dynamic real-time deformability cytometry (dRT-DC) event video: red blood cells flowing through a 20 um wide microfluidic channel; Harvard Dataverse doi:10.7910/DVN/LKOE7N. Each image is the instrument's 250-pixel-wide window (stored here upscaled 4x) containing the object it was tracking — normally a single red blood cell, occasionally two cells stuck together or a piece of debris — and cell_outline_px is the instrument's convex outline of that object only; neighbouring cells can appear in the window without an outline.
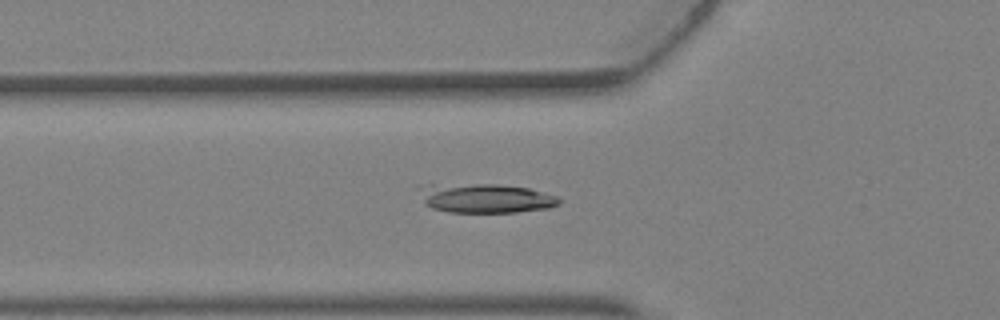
{"species": "Egyptian fruit bat (a non-hibernating species)", "species_latin": "Rousettus aegyptiacus", "temperature_condition": "warm", "stored_images_in_passage": 5, "camera_frame_rate_fps": 3000, "um_per_image_px": 0.085, "animal": {"sex": "female"}, "frame": {"image": 1, "passage_image": 5, "time_ms": 1.333, "image_size_px": [1000, 320], "cell_outline_px": [[560, 204], [548, 208], [516, 212], [448, 212], [432, 208], [424, 204], [416, 188], [416, 184], [496, 184], [528, 188], [556, 196], [560, 200]], "centroid_in_image_um": [41.15, 16.83], "position_along_channel_um": 84.7, "area_um2": 24.16}}